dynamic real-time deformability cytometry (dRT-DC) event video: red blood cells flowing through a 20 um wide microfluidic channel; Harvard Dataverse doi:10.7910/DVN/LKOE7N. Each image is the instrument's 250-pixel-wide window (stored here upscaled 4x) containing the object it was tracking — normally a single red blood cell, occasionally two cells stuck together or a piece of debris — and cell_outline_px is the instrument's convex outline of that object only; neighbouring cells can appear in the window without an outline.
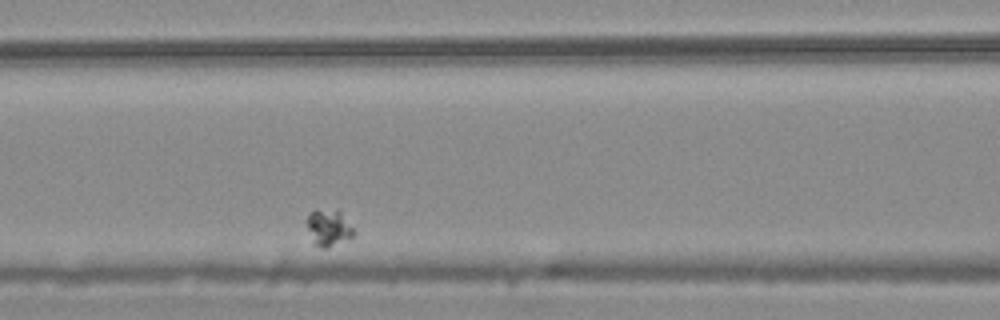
{"species": "common noctule bat (a hibernating species)", "species_latin": "Nyctalus noctula", "temperature_condition": "warm", "stored_images_in_passage": 6, "segment_of_instrument_passage": [1, 2], "camera_frame_rate_fps": 3000, "um_per_image_px": 0.085, "animal": {"sex": "male", "body_mass_g": 20.4}, "frame": {"image": 1, "passage_image": 5, "time_ms": 1.333, "image_size_px": [1000, 320], "cell_outline_px": [[356, 232], [352, 236], [328, 248], [320, 248], [312, 244], [304, 220], [312, 212], [336, 208], [340, 212]], "centroid_in_image_um": [27.88, 19.38], "position_along_channel_um": 138.7, "area_um2": 10.06}}